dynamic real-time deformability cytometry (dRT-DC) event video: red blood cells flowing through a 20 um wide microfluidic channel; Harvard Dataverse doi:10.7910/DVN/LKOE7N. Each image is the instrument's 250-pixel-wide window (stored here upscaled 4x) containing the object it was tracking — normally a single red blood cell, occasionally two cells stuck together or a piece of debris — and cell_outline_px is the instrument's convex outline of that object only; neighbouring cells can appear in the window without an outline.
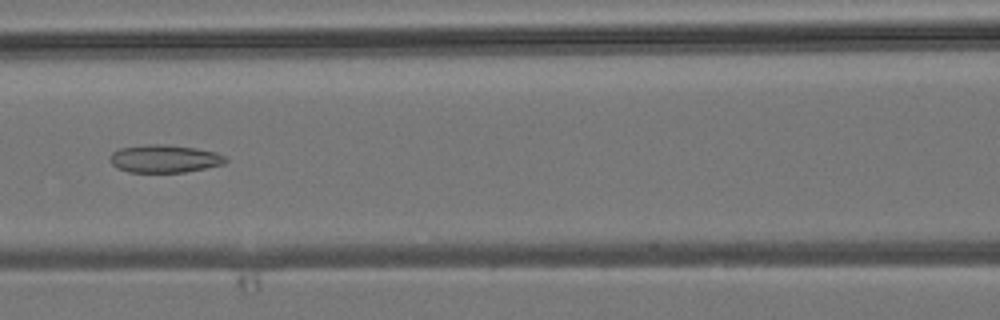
{"species": "common noctule bat (a hibernating species)", "species_latin": "Nyctalus noctula", "temperature_condition": "room temperature", "stored_images_in_passage": 6, "camera_frame_rate_fps": 3000, "um_per_image_px": 0.085, "animal": {"sex": "male", "body_mass_g": 19.2, "forearm_length_mm": 51.8}, "frame": {"image": 1, "passage_image": 6, "time_ms": 5.667, "image_size_px": [1000, 320], "cell_outline_px": [[228, 160], [224, 164], [184, 172], [128, 172], [116, 168], [112, 164], [108, 156], [112, 152], [120, 148], [148, 144], [168, 144], [196, 148], [216, 152], [228, 156]], "centroid_in_image_um": [13.98, 13.48], "position_along_channel_um": 152.6, "area_um2": 18.96}}